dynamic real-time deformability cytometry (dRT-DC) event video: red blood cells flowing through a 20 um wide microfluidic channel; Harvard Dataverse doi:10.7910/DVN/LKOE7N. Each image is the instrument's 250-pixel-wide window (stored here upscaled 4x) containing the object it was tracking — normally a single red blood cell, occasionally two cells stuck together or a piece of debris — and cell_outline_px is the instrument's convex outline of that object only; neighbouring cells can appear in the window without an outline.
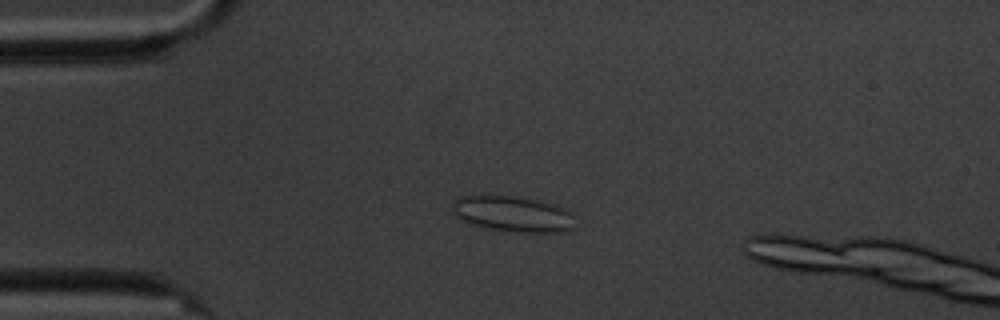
{"species": "common noctule bat (a hibernating species)", "species_latin": "Nyctalus noctula", "temperature_condition": "cold", "stored_images_in_passage": 6, "camera_frame_rate_fps": 3000, "um_per_image_px": 0.085, "animal": {"sex": "male", "body_mass_g": 20.1, "forearm_length_mm": 53.5}, "frame": {"image": 1, "passage_image": 4, "time_ms": 3.333, "image_size_px": [1000, 320], "cell_outline_px": [[576, 228], [572, 232], [508, 232], [468, 224], [460, 220], [452, 212], [452, 204], [456, 196], [472, 192], [512, 196], [536, 200], [568, 208], [572, 212]], "centroid_in_image_um": [43.54, 18.16], "position_along_channel_um": 41.5, "area_um2": 26.93}}